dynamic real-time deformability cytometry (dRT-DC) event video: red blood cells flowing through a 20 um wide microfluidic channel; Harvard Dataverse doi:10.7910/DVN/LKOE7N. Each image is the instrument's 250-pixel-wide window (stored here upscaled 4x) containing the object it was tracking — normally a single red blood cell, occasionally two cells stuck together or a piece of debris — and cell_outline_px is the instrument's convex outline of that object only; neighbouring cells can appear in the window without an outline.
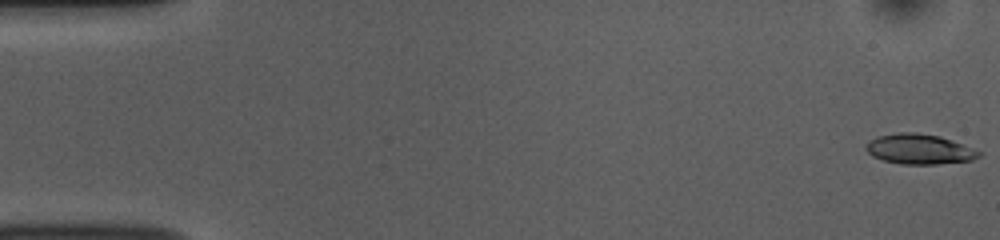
{"species": "common noctule bat (a hibernating species)", "species_latin": "Nyctalus noctula", "temperature_condition": "room temperature", "stored_images_in_passage": 53, "camera_frame_rate_fps": 3000, "um_per_image_px": 0.085, "animal": {"sex": "female", "body_mass_g": 10.0, "forearm_length_mm": 53.1}, "frame": {"image": 1, "passage_image": 1, "time_ms": 0.0, "image_size_px": [1000, 240], "cell_outline_px": [[980, 156], [972, 160], [936, 164], [900, 164], [884, 160], [872, 156], [864, 148], [864, 144], [868, 140], [880, 136], [900, 132], [916, 132], [940, 136], [980, 152]], "centroid_in_image_um": [78.07, 12.67], "position_along_channel_um": 6.9, "area_um2": 19.59}}
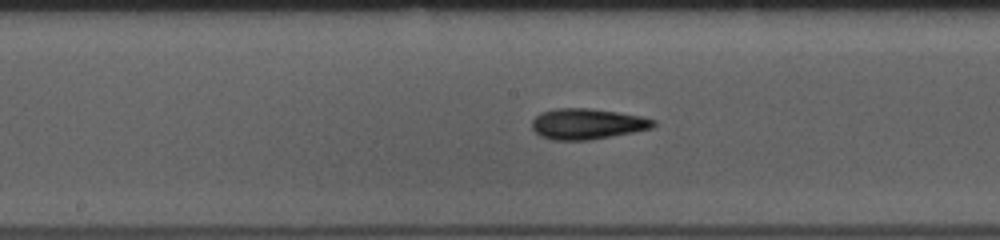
{"frame": {"image": 2, "passage_image": 27, "time_ms": 8.667, "image_size_px": [1000, 240], "cell_outline_px": [[656, 124], [652, 128], [612, 136], [588, 140], [552, 140], [540, 136], [532, 128], [532, 120], [540, 112], [556, 108], [588, 108], [616, 112], [640, 116], [656, 120]], "centroid_in_image_um": [49.89, 10.53], "position_along_channel_um": 198.3, "area_um2": 21.68}}
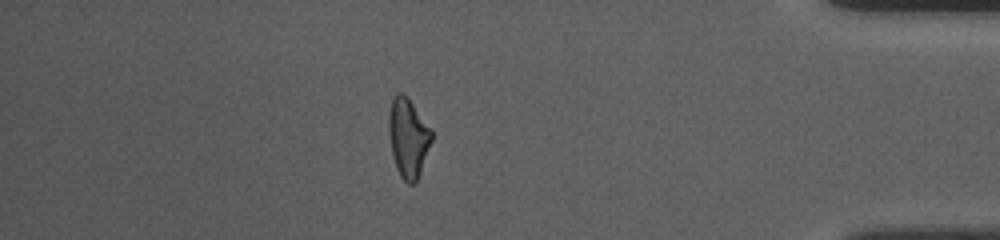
{"frame": {"image": 3, "passage_image": 46, "time_ms": 15.0, "image_size_px": [1000, 240], "cell_outline_px": [[432, 140], [420, 172], [416, 180], [412, 184], [408, 184], [400, 176], [396, 168], [392, 152], [388, 132], [388, 116], [392, 100], [400, 92], [408, 96], [432, 128]], "centroid_in_image_um": [34.7, 11.67], "position_along_channel_um": 400.5, "area_um2": 19.77}, "authors_computed_cell_mechanics": {"area_um2": 20.1144, "velocity_mm_per_s": 3.8086, "shape_relaxation_time_tau1_ms": 8.2142, "shape_relaxation_time_tau2_ms": 2.8332, "deformation_change_tau1": 0.1957, "deformation_change_tau2": 0.1139}}